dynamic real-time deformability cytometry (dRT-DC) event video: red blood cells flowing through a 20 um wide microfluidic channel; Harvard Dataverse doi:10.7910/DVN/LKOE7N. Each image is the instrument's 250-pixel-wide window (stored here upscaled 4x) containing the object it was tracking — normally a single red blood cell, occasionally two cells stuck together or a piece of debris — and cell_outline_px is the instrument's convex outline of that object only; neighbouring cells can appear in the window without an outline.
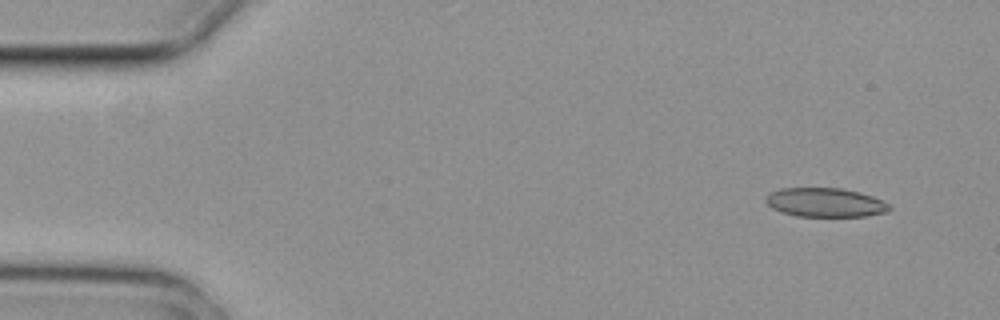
{"species": "common noctule bat (a hibernating species)", "species_latin": "Nyctalus noctula", "temperature_condition": "cold", "stored_images_in_passage": 4, "camera_frame_rate_fps": 3000, "um_per_image_px": 0.085, "animal": {"sex": "female", "body_mass_g": 29.2, "forearm_length_mm": 56.3}, "frame": {"image": 1, "passage_image": 1, "time_ms": 0.0, "image_size_px": [1000, 320], "cell_outline_px": [[892, 208], [884, 212], [864, 216], [796, 216], [772, 208], [764, 200], [764, 196], [780, 188], [840, 188], [860, 192], [872, 196], [888, 204]], "centroid_in_image_um": [70.11, 17.2], "position_along_channel_um": 14.9, "area_um2": 20.69}}
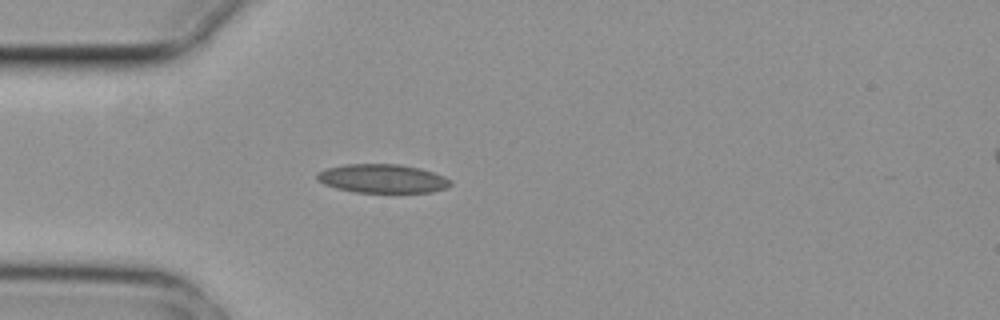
{"frame": {"image": 2, "passage_image": 4, "time_ms": 1.0, "image_size_px": [1000, 320], "cell_outline_px": [[452, 184], [448, 188], [432, 192], [356, 192], [336, 188], [324, 184], [316, 180], [316, 176], [320, 172], [328, 168], [344, 164], [400, 164], [420, 168], [444, 176], [452, 180]], "centroid_in_image_um": [32.54, 15.18], "position_along_channel_um": 52.5, "area_um2": 22.37}}